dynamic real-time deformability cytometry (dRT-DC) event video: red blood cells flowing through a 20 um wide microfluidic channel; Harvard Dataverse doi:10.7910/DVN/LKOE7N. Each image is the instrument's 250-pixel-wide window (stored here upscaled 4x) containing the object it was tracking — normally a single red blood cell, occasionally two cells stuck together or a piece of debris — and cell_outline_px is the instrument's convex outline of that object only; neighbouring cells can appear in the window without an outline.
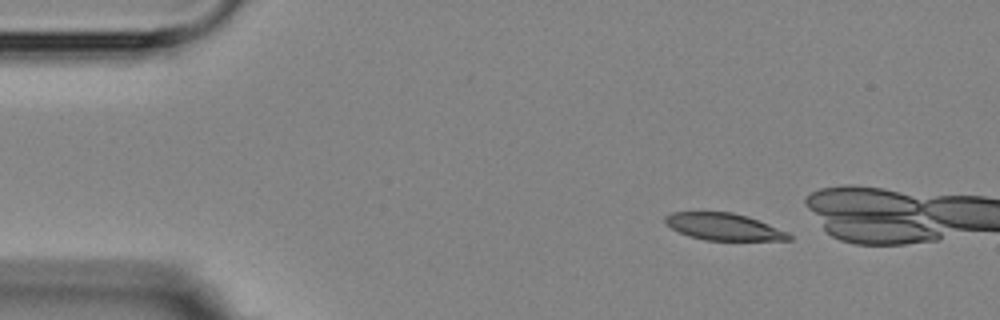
{"species": "Egyptian fruit bat (a non-hibernating species)", "species_latin": "Rousettus aegyptiacus", "temperature_condition": "room temperature", "stored_images_in_passage": 4, "camera_frame_rate_fps": 3000, "um_per_image_px": 0.085, "animal": {"sex": "female"}, "frame": {"image": 1, "passage_image": 1, "time_ms": 0.0, "image_size_px": [1000, 320], "cell_outline_px": [[792, 240], [704, 240], [688, 236], [672, 228], [664, 220], [664, 216], [672, 212], [732, 212], [748, 216], [788, 232], [792, 236]], "centroid_in_image_um": [61.53, 19.27], "position_along_channel_um": 23.5, "area_um2": 19.36}}